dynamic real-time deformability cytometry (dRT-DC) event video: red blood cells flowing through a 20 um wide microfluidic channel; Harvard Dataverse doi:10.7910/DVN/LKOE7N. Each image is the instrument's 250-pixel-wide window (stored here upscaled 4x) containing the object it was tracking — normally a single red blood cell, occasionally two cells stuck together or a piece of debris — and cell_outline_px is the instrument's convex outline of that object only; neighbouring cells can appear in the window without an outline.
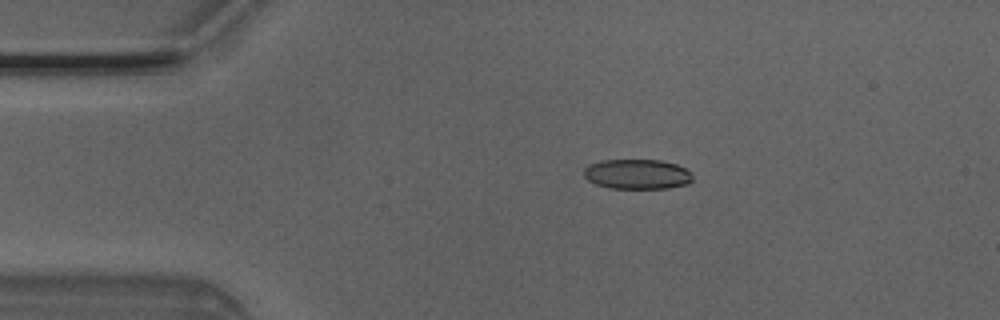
{"species": "Egyptian fruit bat (a non-hibernating species)", "species_latin": "Rousettus aegyptiacus", "temperature_condition": "room temperature", "stored_images_in_passage": 4, "camera_frame_rate_fps": 3000, "um_per_image_px": 0.085, "animal": {"sex": "male"}, "frame": {"image": 1, "passage_image": 3, "time_ms": 0.667, "image_size_px": [1000, 320], "cell_outline_px": [[692, 180], [688, 184], [668, 188], [608, 188], [596, 184], [588, 180], [584, 176], [584, 168], [588, 164], [600, 160], [660, 160], [676, 164], [692, 172]], "centroid_in_image_um": [54.15, 14.8], "position_along_channel_um": 30.9, "area_um2": 19.07}}